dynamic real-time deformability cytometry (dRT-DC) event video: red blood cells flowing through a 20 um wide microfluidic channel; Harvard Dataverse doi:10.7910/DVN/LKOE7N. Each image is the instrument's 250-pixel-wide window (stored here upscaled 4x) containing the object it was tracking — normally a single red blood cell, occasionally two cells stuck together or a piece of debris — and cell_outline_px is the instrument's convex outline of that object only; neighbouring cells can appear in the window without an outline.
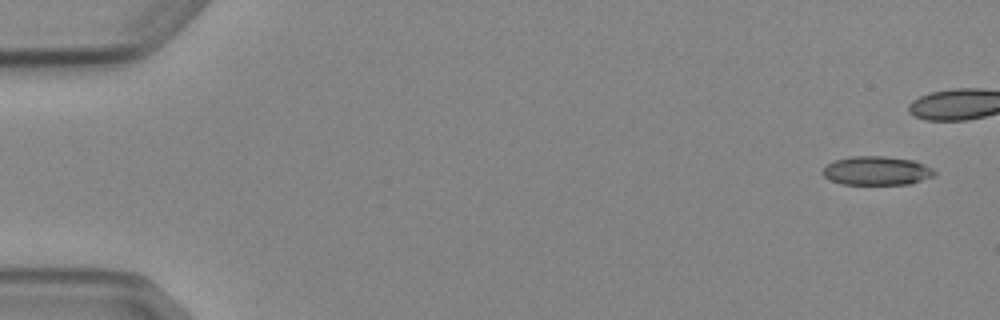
{"species": "Egyptian fruit bat (a non-hibernating species)", "species_latin": "Rousettus aegyptiacus", "temperature_condition": "cold", "stored_images_in_passage": 5, "camera_frame_rate_fps": 3000, "um_per_image_px": 0.085, "animal": {"sex": "female"}, "frame": {"image": 1, "passage_image": 1, "time_ms": 0.0, "image_size_px": [1000, 320], "cell_outline_px": [[936, 176], [908, 184], [840, 184], [828, 180], [820, 172], [828, 164], [836, 160], [852, 156], [884, 156], [912, 160], [924, 164], [932, 168], [936, 172]], "centroid_in_image_um": [74.51, 14.52], "position_along_channel_um": 10.5, "area_um2": 18.84}}